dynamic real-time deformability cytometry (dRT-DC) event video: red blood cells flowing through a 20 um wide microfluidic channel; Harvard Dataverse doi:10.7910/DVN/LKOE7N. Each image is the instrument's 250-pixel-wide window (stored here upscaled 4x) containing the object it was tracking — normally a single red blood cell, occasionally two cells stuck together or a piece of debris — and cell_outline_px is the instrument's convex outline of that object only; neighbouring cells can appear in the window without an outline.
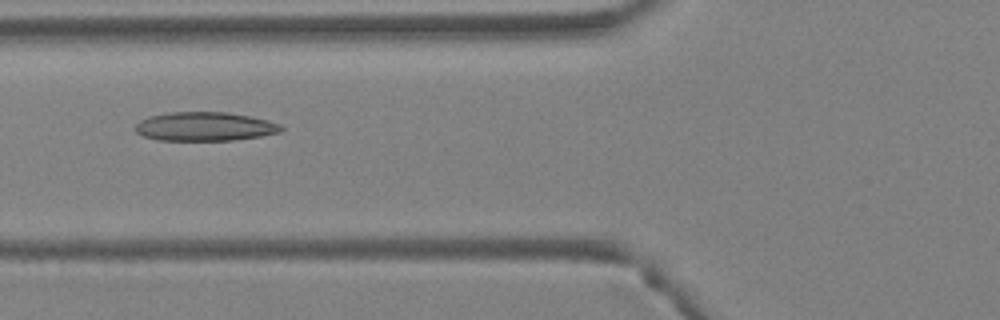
{"species": "Egyptian fruit bat (a non-hibernating species)", "species_latin": "Rousettus aegyptiacus", "temperature_condition": "warm", "stored_images_in_passage": 5, "camera_frame_rate_fps": 3000, "um_per_image_px": 0.085, "animal": {"sex": "female"}, "frame": {"image": 1, "passage_image": 5, "time_ms": 1.333, "image_size_px": [1000, 320], "cell_outline_px": [[284, 128], [280, 132], [260, 136], [232, 140], [156, 140], [144, 136], [136, 132], [136, 124], [140, 120], [148, 116], [168, 112], [228, 112], [268, 120], [280, 124]], "centroid_in_image_um": [17.39, 10.75], "position_along_channel_um": 108.4, "area_um2": 24.51}}